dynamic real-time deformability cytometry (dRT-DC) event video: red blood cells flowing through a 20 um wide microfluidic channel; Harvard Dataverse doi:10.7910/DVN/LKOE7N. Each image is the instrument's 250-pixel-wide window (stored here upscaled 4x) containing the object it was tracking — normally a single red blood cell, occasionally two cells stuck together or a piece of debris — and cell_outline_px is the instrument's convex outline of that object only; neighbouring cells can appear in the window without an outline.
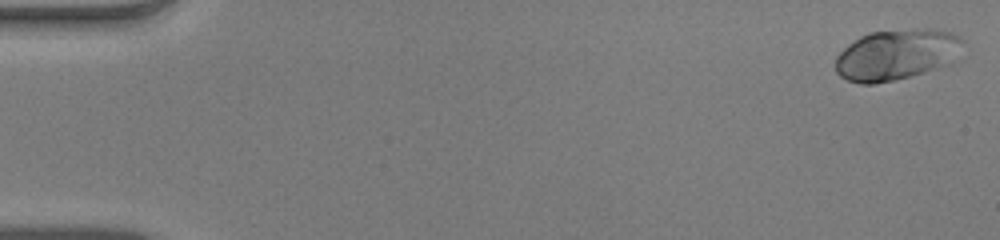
{"species": "human", "species_latin": "Homo sapiens", "temperature_condition": "warm", "stored_images_in_passage": 53, "camera_frame_rate_fps": 3000, "um_per_image_px": 0.085, "donor": {"sex": "male"}, "frame": {"image": 1, "passage_image": 1, "time_ms": 0.0, "image_size_px": [1000, 240], "cell_outline_px": [[964, 56], [960, 60], [952, 64], [896, 80], [872, 84], [860, 84], [848, 80], [840, 76], [836, 72], [836, 56], [848, 44], [860, 36], [868, 32], [916, 28], [932, 28], [952, 32], [960, 36], [964, 40]], "centroid_in_image_um": [76.32, 4.63], "position_along_channel_um": 8.7, "area_um2": 38.84}}
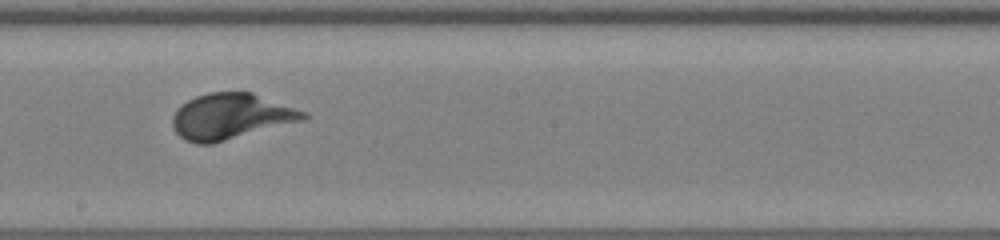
{"frame": {"image": 2, "passage_image": 30, "time_ms": 9.667, "image_size_px": [1000, 240], "cell_outline_px": [[312, 116], [308, 120], [212, 144], [196, 144], [184, 140], [172, 128], [172, 116], [176, 108], [180, 104], [196, 96], [208, 92], [252, 92], [308, 112]], "centroid_in_image_um": [19.67, 9.9], "position_along_channel_um": 228.5, "area_um2": 35.72}}
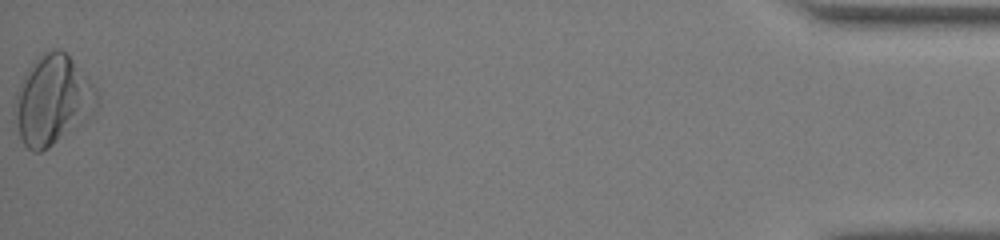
{"frame": {"image": 3, "passage_image": 53, "time_ms": 17.333, "image_size_px": [1000, 240], "cell_outline_px": [[100, 104], [88, 120], [48, 148], [40, 152], [32, 152], [24, 144], [20, 136], [16, 124], [12, 108], [16, 92], [24, 76], [36, 60], [40, 56], [56, 48], [60, 48], [72, 60], [96, 88]], "centroid_in_image_um": [4.48, 8.56], "position_along_channel_um": 430.7, "area_um2": 42.6}}